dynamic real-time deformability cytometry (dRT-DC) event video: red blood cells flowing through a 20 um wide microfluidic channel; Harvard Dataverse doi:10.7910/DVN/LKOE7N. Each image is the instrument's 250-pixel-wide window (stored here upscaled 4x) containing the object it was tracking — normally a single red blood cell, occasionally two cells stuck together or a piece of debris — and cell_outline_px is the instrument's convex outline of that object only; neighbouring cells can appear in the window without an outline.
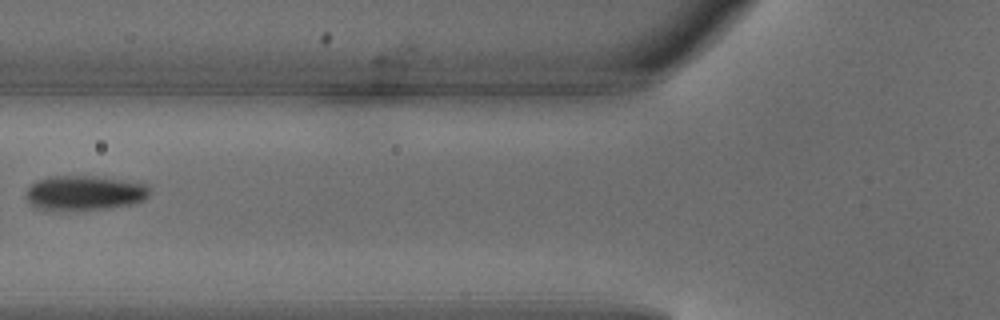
{"species": "common noctule bat (a hibernating species)", "species_latin": "Nyctalus noctula", "temperature_condition": "warm", "stored_images_in_passage": 4, "camera_frame_rate_fps": 3000, "um_per_image_px": 0.085, "animal": {"sex": "male", "body_mass_g": 18.8}, "frame": {"image": 1, "passage_image": 3, "time_ms": 0.667, "image_size_px": [1000, 320], "cell_outline_px": [[148, 196], [144, 200], [132, 204], [112, 208], [36, 208], [24, 196], [28, 188], [36, 180], [52, 176], [96, 176], [148, 184]], "centroid_in_image_um": [7.21, 16.36], "position_along_channel_um": 118.6, "area_um2": 24.39}}
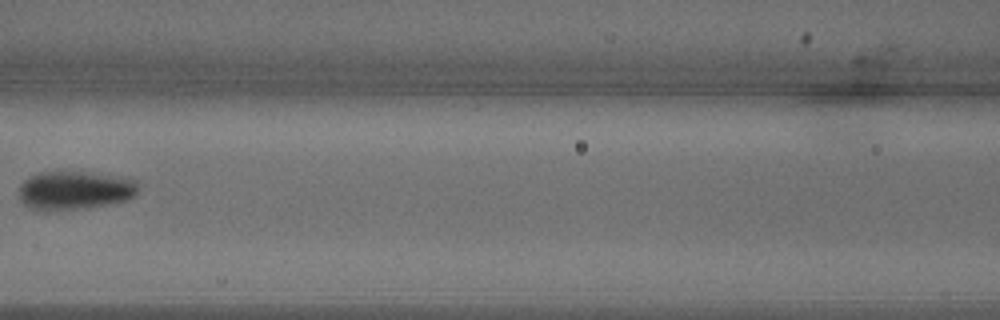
{"frame": {"image": 2, "passage_image": 4, "time_ms": 1.0, "image_size_px": [1000, 320], "cell_outline_px": [[140, 188], [136, 196], [128, 200], [108, 204], [80, 208], [32, 208], [24, 204], [20, 200], [20, 184], [24, 180], [40, 172], [72, 172], [108, 176], [136, 180], [140, 184]], "centroid_in_image_um": [6.4, 16.17], "position_along_channel_um": 160.2, "area_um2": 25.84}}